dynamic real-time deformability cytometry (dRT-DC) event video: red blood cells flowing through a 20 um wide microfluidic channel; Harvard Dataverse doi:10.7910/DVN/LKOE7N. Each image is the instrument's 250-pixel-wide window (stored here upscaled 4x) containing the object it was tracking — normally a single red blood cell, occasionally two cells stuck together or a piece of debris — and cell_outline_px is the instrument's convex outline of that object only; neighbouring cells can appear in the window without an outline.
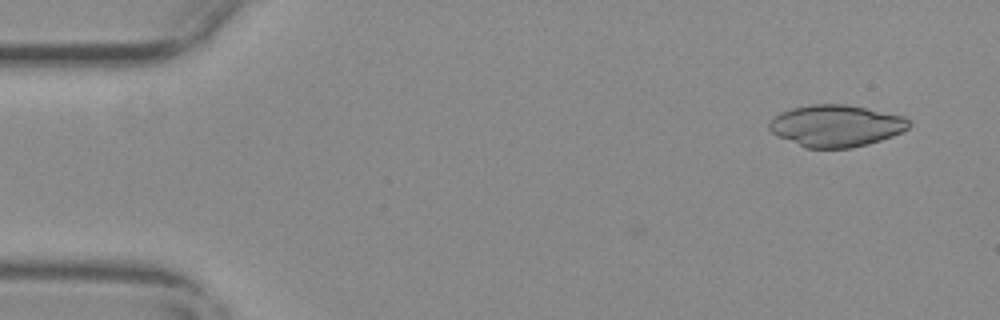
{"species": "common noctule bat (a hibernating species)", "species_latin": "Nyctalus noctula", "temperature_condition": "warm", "stored_images_in_passage": 5, "camera_frame_rate_fps": 3000, "um_per_image_px": 0.085, "animal": {"sex": "female", "body_mass_g": 29.2, "forearm_length_mm": 56.3}, "frame": {"image": 1, "passage_image": 1, "time_ms": 0.0, "image_size_px": [1000, 320], "cell_outline_px": [[912, 124], [904, 132], [868, 144], [852, 148], [804, 148], [776, 136], [768, 128], [768, 124], [780, 112], [792, 108], [812, 104], [848, 104], [904, 116]], "centroid_in_image_um": [71.06, 10.7], "position_along_channel_um": 13.9, "area_um2": 34.28}}